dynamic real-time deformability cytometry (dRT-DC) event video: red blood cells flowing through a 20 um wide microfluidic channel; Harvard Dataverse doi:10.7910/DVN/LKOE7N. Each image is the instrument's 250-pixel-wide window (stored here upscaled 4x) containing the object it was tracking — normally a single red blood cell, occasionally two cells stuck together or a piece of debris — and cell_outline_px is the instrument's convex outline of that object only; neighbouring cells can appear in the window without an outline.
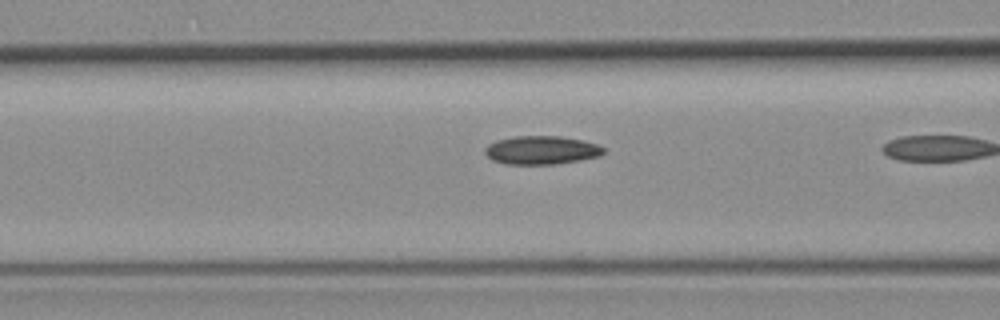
{"species": "common noctule bat (a hibernating species)", "species_latin": "Nyctalus noctula", "temperature_condition": "room temperature", "stored_images_in_passage": 9, "camera_frame_rate_fps": 3000, "um_per_image_px": 0.085, "animal": {"sex": "female", "body_mass_g": 19.3, "forearm_length_mm": 54.1}, "frame": {"image": 1, "passage_image": 8, "time_ms": 2.333, "image_size_px": [1000, 320], "cell_outline_px": [[604, 152], [600, 156], [580, 160], [556, 164], [504, 164], [492, 160], [484, 152], [484, 148], [488, 144], [496, 140], [516, 136], [560, 136], [584, 140], [596, 144], [604, 148]], "centroid_in_image_um": [46.01, 12.76], "position_along_channel_um": 120.6, "area_um2": 19.77}}